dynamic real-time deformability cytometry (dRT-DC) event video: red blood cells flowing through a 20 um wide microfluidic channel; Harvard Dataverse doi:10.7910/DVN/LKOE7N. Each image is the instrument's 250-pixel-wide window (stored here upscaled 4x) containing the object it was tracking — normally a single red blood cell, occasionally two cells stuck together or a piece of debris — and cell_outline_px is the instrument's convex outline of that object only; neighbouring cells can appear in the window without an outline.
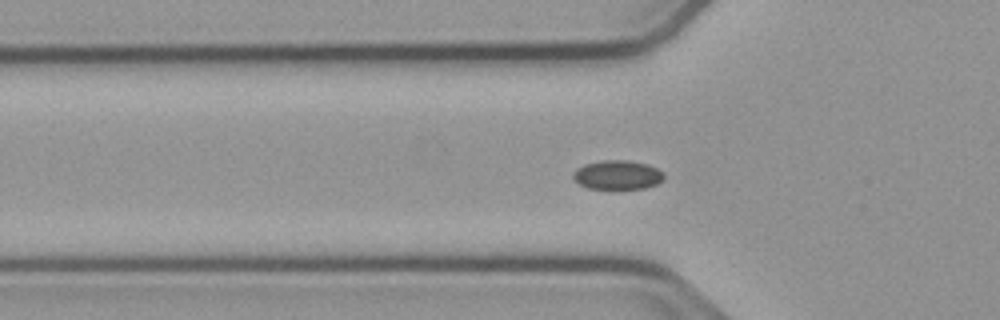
{"species": "common noctule bat (a hibernating species)", "species_latin": "Nyctalus noctula", "temperature_condition": "cold", "stored_images_in_passage": 40, "camera_frame_rate_fps": 3000, "um_per_image_px": 0.085, "animal": {"sex": "male", "body_mass_g": 23.1, "forearm_length_mm": 52.7}, "frame": {"image": 1, "passage_image": 3, "time_ms": 0.667, "image_size_px": [1000, 320], "cell_outline_px": [[664, 180], [656, 184], [644, 188], [612, 192], [588, 188], [580, 184], [572, 176], [572, 172], [576, 168], [584, 164], [600, 160], [628, 160], [648, 164], [664, 172]], "centroid_in_image_um": [52.48, 14.91], "position_along_channel_um": 73.3, "area_um2": 16.24}}
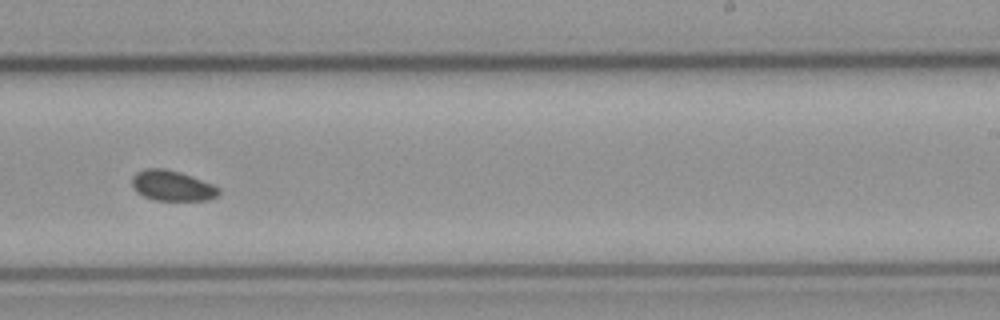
{"frame": {"image": 2, "passage_image": 19, "time_ms": 6.0, "image_size_px": [1000, 320], "cell_outline_px": [[220, 192], [216, 196], [208, 200], [152, 200], [136, 192], [132, 188], [132, 176], [136, 172], [144, 168], [164, 168], [180, 172], [212, 184], [220, 188]], "centroid_in_image_um": [14.59, 15.78], "position_along_channel_um": 274.4, "area_um2": 15.43}}
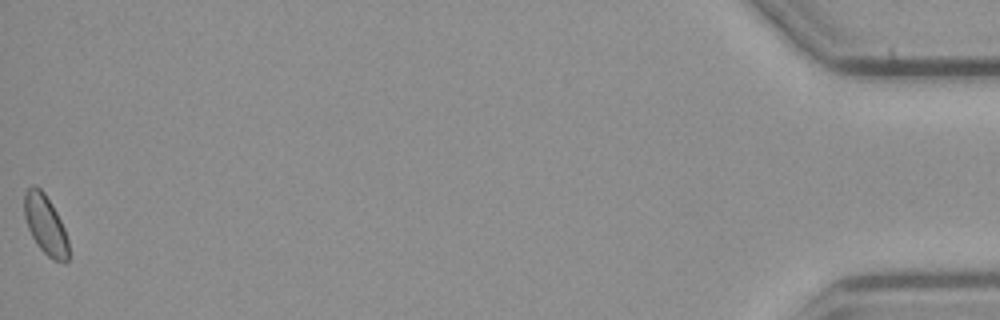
{"frame": {"image": 3, "passage_image": 40, "time_ms": 13.0, "image_size_px": [1000, 320], "cell_outline_px": [[68, 260], [52, 260], [36, 244], [28, 228], [24, 216], [24, 192], [32, 184], [36, 184], [44, 192], [52, 204], [64, 228], [68, 240]], "centroid_in_image_um": [3.83, 19.05], "position_along_channel_um": 431.4, "area_um2": 15.26}}